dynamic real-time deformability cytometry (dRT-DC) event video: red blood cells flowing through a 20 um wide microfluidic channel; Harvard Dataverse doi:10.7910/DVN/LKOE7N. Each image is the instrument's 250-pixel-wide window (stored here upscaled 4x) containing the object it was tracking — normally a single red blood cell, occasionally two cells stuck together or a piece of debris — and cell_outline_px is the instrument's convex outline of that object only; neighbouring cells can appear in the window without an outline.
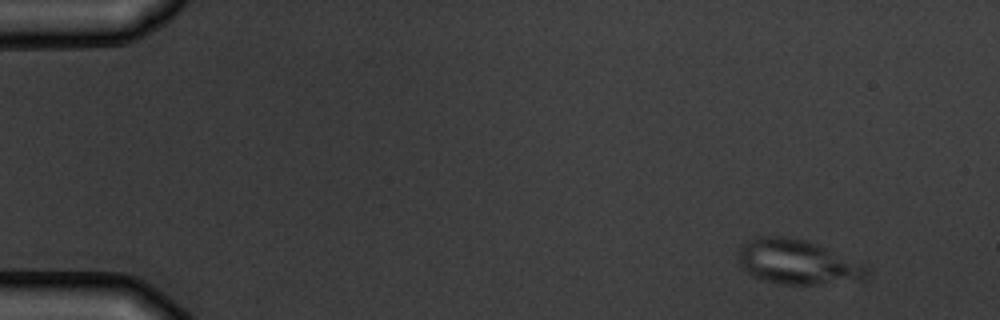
{"species": "common noctule bat (a hibernating species)", "species_latin": "Nyctalus noctula", "temperature_condition": "warm", "stored_images_in_passage": 4, "camera_frame_rate_fps": 3000, "um_per_image_px": 0.085, "animal": {"sex": "male", "body_mass_g": 19.5, "forearm_length_mm": 54.6}, "frame": {"image": 1, "passage_image": 1, "time_ms": 0.0, "image_size_px": [1000, 320], "cell_outline_px": [[872, 268], [868, 276], [860, 280], [816, 284], [780, 284], [764, 280], [752, 276], [740, 268], [740, 244], [748, 240], [760, 236], [784, 236], [804, 240], [816, 244], [868, 264]], "centroid_in_image_um": [67.83, 22.27], "position_along_channel_um": 17.2, "area_um2": 33.7}}